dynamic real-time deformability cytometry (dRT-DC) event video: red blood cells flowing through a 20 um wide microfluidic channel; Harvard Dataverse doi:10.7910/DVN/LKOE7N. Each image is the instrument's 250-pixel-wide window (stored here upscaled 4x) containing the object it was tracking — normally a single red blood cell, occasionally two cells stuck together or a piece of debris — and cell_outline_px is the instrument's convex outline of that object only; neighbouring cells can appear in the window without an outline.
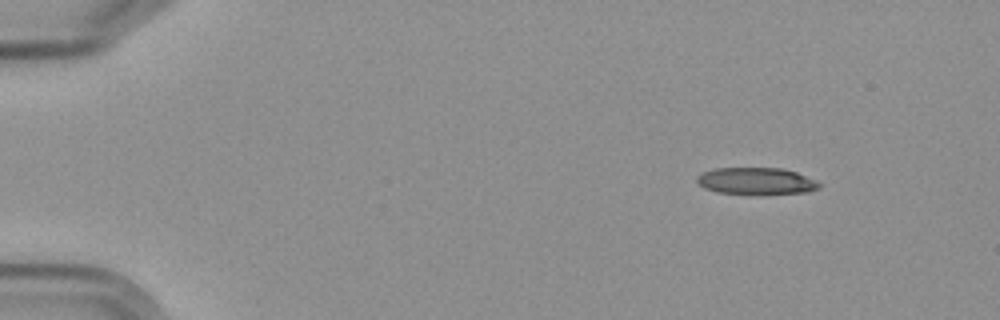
{"species": "Egyptian fruit bat (a non-hibernating species)", "species_latin": "Rousettus aegyptiacus", "temperature_condition": "cold", "stored_images_in_passage": 6, "camera_frame_rate_fps": 3000, "um_per_image_px": 0.085, "frame": {"image": 1, "passage_image": 3, "time_ms": 2.333, "image_size_px": [1000, 320], "cell_outline_px": [[820, 188], [808, 192], [716, 192], [704, 188], [696, 180], [696, 176], [704, 172], [716, 168], [780, 168], [796, 172], [816, 180], [820, 184]], "centroid_in_image_um": [64.27, 15.35], "position_along_channel_um": 20.7, "area_um2": 18.38}}
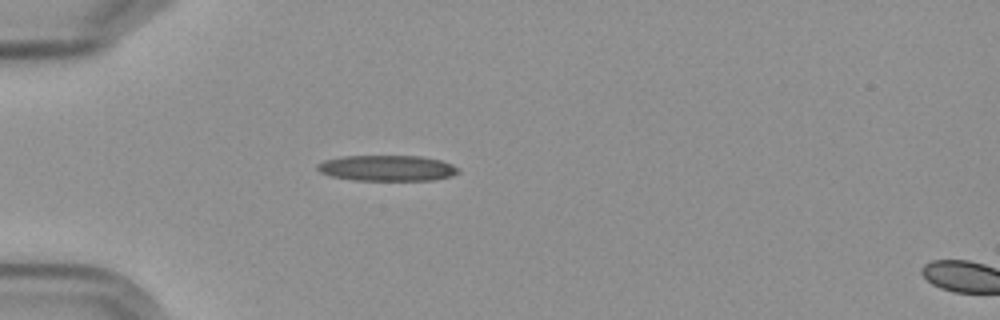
{"frame": {"image": 2, "passage_image": 5, "time_ms": 5.667, "image_size_px": [1000, 320], "cell_outline_px": [[460, 172], [452, 176], [432, 180], [356, 180], [332, 176], [320, 172], [316, 168], [316, 164], [324, 160], [344, 156], [420, 156], [440, 160], [452, 164], [460, 168]], "centroid_in_image_um": [32.93, 14.29], "position_along_channel_um": 52.1, "area_um2": 21.15}}